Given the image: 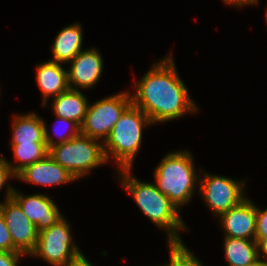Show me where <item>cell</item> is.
<instances>
[{"label":"cell","mask_w":267,"mask_h":266,"mask_svg":"<svg viewBox=\"0 0 267 266\" xmlns=\"http://www.w3.org/2000/svg\"><path fill=\"white\" fill-rule=\"evenodd\" d=\"M135 87L136 93L131 95L132 103L141 109L152 123L167 122L198 110L176 71L172 55L154 64L142 79L135 83Z\"/></svg>","instance_id":"6da1fadb"},{"label":"cell","mask_w":267,"mask_h":266,"mask_svg":"<svg viewBox=\"0 0 267 266\" xmlns=\"http://www.w3.org/2000/svg\"><path fill=\"white\" fill-rule=\"evenodd\" d=\"M122 185L134 198L140 210L159 228L168 233V241H182L178 230L187 229L180 216V210L154 183L140 182L131 176V169H117Z\"/></svg>","instance_id":"7a4b0ae2"},{"label":"cell","mask_w":267,"mask_h":266,"mask_svg":"<svg viewBox=\"0 0 267 266\" xmlns=\"http://www.w3.org/2000/svg\"><path fill=\"white\" fill-rule=\"evenodd\" d=\"M155 186L181 211L192 198L199 182L194 168L193 156L189 151L167 154L154 171Z\"/></svg>","instance_id":"3957f363"},{"label":"cell","mask_w":267,"mask_h":266,"mask_svg":"<svg viewBox=\"0 0 267 266\" xmlns=\"http://www.w3.org/2000/svg\"><path fill=\"white\" fill-rule=\"evenodd\" d=\"M151 124L149 117L131 103L103 143L107 162L113 156L119 166L117 169H132L134 156L141 147L142 129Z\"/></svg>","instance_id":"277c9868"},{"label":"cell","mask_w":267,"mask_h":266,"mask_svg":"<svg viewBox=\"0 0 267 266\" xmlns=\"http://www.w3.org/2000/svg\"><path fill=\"white\" fill-rule=\"evenodd\" d=\"M48 155L79 180L107 162L103 142L83 134L48 149Z\"/></svg>","instance_id":"5b68a950"},{"label":"cell","mask_w":267,"mask_h":266,"mask_svg":"<svg viewBox=\"0 0 267 266\" xmlns=\"http://www.w3.org/2000/svg\"><path fill=\"white\" fill-rule=\"evenodd\" d=\"M131 103L132 96L129 92H122L100 99L93 105L89 104L80 126L81 134L98 140L101 138L104 143L121 114Z\"/></svg>","instance_id":"8992f818"},{"label":"cell","mask_w":267,"mask_h":266,"mask_svg":"<svg viewBox=\"0 0 267 266\" xmlns=\"http://www.w3.org/2000/svg\"><path fill=\"white\" fill-rule=\"evenodd\" d=\"M70 226L63 217L50 228L38 234L35 250L30 254L41 257L54 266H66L82 256L78 246L73 243Z\"/></svg>","instance_id":"52a82bcc"},{"label":"cell","mask_w":267,"mask_h":266,"mask_svg":"<svg viewBox=\"0 0 267 266\" xmlns=\"http://www.w3.org/2000/svg\"><path fill=\"white\" fill-rule=\"evenodd\" d=\"M203 178L199 180L200 193L206 201L208 207L215 216L222 215L231 208L238 205L246 197L243 196L245 184L236 179L227 178L225 176L209 175L202 172Z\"/></svg>","instance_id":"ba28073f"},{"label":"cell","mask_w":267,"mask_h":266,"mask_svg":"<svg viewBox=\"0 0 267 266\" xmlns=\"http://www.w3.org/2000/svg\"><path fill=\"white\" fill-rule=\"evenodd\" d=\"M14 189L8 184L5 201L0 203V210L11 235L13 247L25 255L31 254L37 245L39 232L22 208L12 198Z\"/></svg>","instance_id":"9c48e42d"},{"label":"cell","mask_w":267,"mask_h":266,"mask_svg":"<svg viewBox=\"0 0 267 266\" xmlns=\"http://www.w3.org/2000/svg\"><path fill=\"white\" fill-rule=\"evenodd\" d=\"M12 198L22 208L25 216L36 225L38 232L50 228L63 218L57 205L44 194L24 196L14 188Z\"/></svg>","instance_id":"30bf717a"},{"label":"cell","mask_w":267,"mask_h":266,"mask_svg":"<svg viewBox=\"0 0 267 266\" xmlns=\"http://www.w3.org/2000/svg\"><path fill=\"white\" fill-rule=\"evenodd\" d=\"M69 63L71 66L67 71L71 89L91 88L99 81L103 71V59L96 48L80 51Z\"/></svg>","instance_id":"8fae6325"},{"label":"cell","mask_w":267,"mask_h":266,"mask_svg":"<svg viewBox=\"0 0 267 266\" xmlns=\"http://www.w3.org/2000/svg\"><path fill=\"white\" fill-rule=\"evenodd\" d=\"M257 207L245 198L238 205L220 215L221 226L226 231L225 238L255 240Z\"/></svg>","instance_id":"7c38bea8"},{"label":"cell","mask_w":267,"mask_h":266,"mask_svg":"<svg viewBox=\"0 0 267 266\" xmlns=\"http://www.w3.org/2000/svg\"><path fill=\"white\" fill-rule=\"evenodd\" d=\"M16 179L43 186H55L76 181L74 176L48 154L43 159L26 166L16 175Z\"/></svg>","instance_id":"4fadbf2b"},{"label":"cell","mask_w":267,"mask_h":266,"mask_svg":"<svg viewBox=\"0 0 267 266\" xmlns=\"http://www.w3.org/2000/svg\"><path fill=\"white\" fill-rule=\"evenodd\" d=\"M62 63L46 61L36 66V81L43 94L42 105H47L48 97H56L68 90V71L61 66Z\"/></svg>","instance_id":"5bb4252c"},{"label":"cell","mask_w":267,"mask_h":266,"mask_svg":"<svg viewBox=\"0 0 267 266\" xmlns=\"http://www.w3.org/2000/svg\"><path fill=\"white\" fill-rule=\"evenodd\" d=\"M87 101L79 89L69 88L53 98L52 111L56 117L72 120L81 126L89 105Z\"/></svg>","instance_id":"9a60e30c"},{"label":"cell","mask_w":267,"mask_h":266,"mask_svg":"<svg viewBox=\"0 0 267 266\" xmlns=\"http://www.w3.org/2000/svg\"><path fill=\"white\" fill-rule=\"evenodd\" d=\"M82 28L80 24H72L61 29L51 47L53 60L57 63H69L82 51Z\"/></svg>","instance_id":"2e32d148"},{"label":"cell","mask_w":267,"mask_h":266,"mask_svg":"<svg viewBox=\"0 0 267 266\" xmlns=\"http://www.w3.org/2000/svg\"><path fill=\"white\" fill-rule=\"evenodd\" d=\"M11 144L46 143L44 120L35 113L15 115L12 125Z\"/></svg>","instance_id":"e0dca14e"},{"label":"cell","mask_w":267,"mask_h":266,"mask_svg":"<svg viewBox=\"0 0 267 266\" xmlns=\"http://www.w3.org/2000/svg\"><path fill=\"white\" fill-rule=\"evenodd\" d=\"M229 266H250L259 259L257 242L244 238H224Z\"/></svg>","instance_id":"ac0fdd59"},{"label":"cell","mask_w":267,"mask_h":266,"mask_svg":"<svg viewBox=\"0 0 267 266\" xmlns=\"http://www.w3.org/2000/svg\"><path fill=\"white\" fill-rule=\"evenodd\" d=\"M11 146L15 161L19 163L14 166L9 161L7 162L16 175L26 166L43 159L48 154L46 143L11 144Z\"/></svg>","instance_id":"d6986e66"},{"label":"cell","mask_w":267,"mask_h":266,"mask_svg":"<svg viewBox=\"0 0 267 266\" xmlns=\"http://www.w3.org/2000/svg\"><path fill=\"white\" fill-rule=\"evenodd\" d=\"M169 246V263L161 266H204L182 241H170Z\"/></svg>","instance_id":"ffe728a7"},{"label":"cell","mask_w":267,"mask_h":266,"mask_svg":"<svg viewBox=\"0 0 267 266\" xmlns=\"http://www.w3.org/2000/svg\"><path fill=\"white\" fill-rule=\"evenodd\" d=\"M57 122L60 121V123H66L68 124L69 127H67L69 129V132H66L68 134H63V135H59L58 133V130L55 129V132H54V135L58 136V142L54 141V138L51 137V135L49 134L48 130H47V126H46V123L44 122V137H45V142H46V146H47V149L55 146V145H58V144H61V143H64V142H67L69 140H72L73 138L77 137L81 131H80V126L72 121V120H69V119H63V118H60V117H57ZM59 129V128H58ZM67 129V130H68Z\"/></svg>","instance_id":"44dd1931"},{"label":"cell","mask_w":267,"mask_h":266,"mask_svg":"<svg viewBox=\"0 0 267 266\" xmlns=\"http://www.w3.org/2000/svg\"><path fill=\"white\" fill-rule=\"evenodd\" d=\"M0 250L6 252H18L13 247L11 235L1 210H0Z\"/></svg>","instance_id":"7402d4cb"},{"label":"cell","mask_w":267,"mask_h":266,"mask_svg":"<svg viewBox=\"0 0 267 266\" xmlns=\"http://www.w3.org/2000/svg\"><path fill=\"white\" fill-rule=\"evenodd\" d=\"M264 237H267V209L257 208L255 241L258 242Z\"/></svg>","instance_id":"603a6c76"},{"label":"cell","mask_w":267,"mask_h":266,"mask_svg":"<svg viewBox=\"0 0 267 266\" xmlns=\"http://www.w3.org/2000/svg\"><path fill=\"white\" fill-rule=\"evenodd\" d=\"M23 253L21 252H6L0 250V266H18Z\"/></svg>","instance_id":"cb8c5ba5"},{"label":"cell","mask_w":267,"mask_h":266,"mask_svg":"<svg viewBox=\"0 0 267 266\" xmlns=\"http://www.w3.org/2000/svg\"><path fill=\"white\" fill-rule=\"evenodd\" d=\"M10 177L16 178V174L10 168L7 160L0 156V190L6 185Z\"/></svg>","instance_id":"d4e9b609"},{"label":"cell","mask_w":267,"mask_h":266,"mask_svg":"<svg viewBox=\"0 0 267 266\" xmlns=\"http://www.w3.org/2000/svg\"><path fill=\"white\" fill-rule=\"evenodd\" d=\"M257 248H258L259 259L261 258L260 254L262 253L265 258L264 260L267 261V237H264L257 242Z\"/></svg>","instance_id":"484cf974"},{"label":"cell","mask_w":267,"mask_h":266,"mask_svg":"<svg viewBox=\"0 0 267 266\" xmlns=\"http://www.w3.org/2000/svg\"><path fill=\"white\" fill-rule=\"evenodd\" d=\"M225 4H232V5H238V6H245V5H253V4H258L259 0H223Z\"/></svg>","instance_id":"4316f807"},{"label":"cell","mask_w":267,"mask_h":266,"mask_svg":"<svg viewBox=\"0 0 267 266\" xmlns=\"http://www.w3.org/2000/svg\"><path fill=\"white\" fill-rule=\"evenodd\" d=\"M66 266H94L92 265L84 255L80 256L77 260L68 263Z\"/></svg>","instance_id":"83f0119b"},{"label":"cell","mask_w":267,"mask_h":266,"mask_svg":"<svg viewBox=\"0 0 267 266\" xmlns=\"http://www.w3.org/2000/svg\"><path fill=\"white\" fill-rule=\"evenodd\" d=\"M250 266H267V261L258 259L255 263H253Z\"/></svg>","instance_id":"f1b7e54d"}]
</instances>
